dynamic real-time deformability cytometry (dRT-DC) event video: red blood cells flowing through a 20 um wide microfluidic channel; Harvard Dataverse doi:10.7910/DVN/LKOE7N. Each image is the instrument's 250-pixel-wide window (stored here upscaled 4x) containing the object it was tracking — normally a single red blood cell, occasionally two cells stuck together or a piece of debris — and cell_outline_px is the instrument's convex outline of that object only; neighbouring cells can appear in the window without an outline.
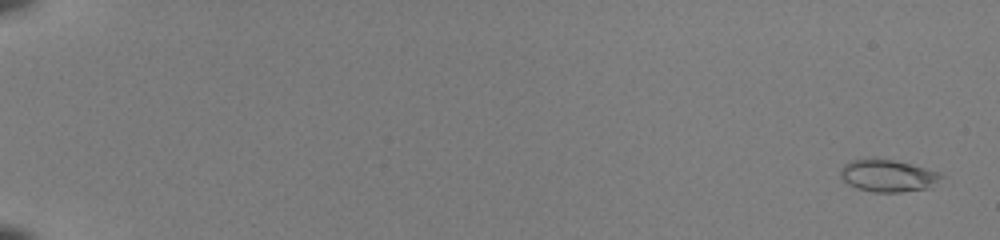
{"species": "common noctule bat (a hibernating species)", "species_latin": "Nyctalus noctula", "temperature_condition": "room temperature", "stored_images_in_passage": 53, "camera_frame_rate_fps": 3000, "um_per_image_px": 0.085, "animal": {"sex": "female", "body_mass_g": 22.0, "forearm_length_mm": 56.7}, "frame": {"image": 1, "passage_image": 2, "time_ms": 0.333, "image_size_px": [1000, 240], "cell_outline_px": [[944, 176], [928, 188], [900, 192], [872, 192], [856, 188], [848, 184], [840, 176], [840, 168], [844, 164], [852, 160], [872, 156], [892, 160], [924, 168], [936, 172]], "centroid_in_image_um": [75.38, 14.92], "position_along_channel_um": 9.6, "area_um2": 18.9}}
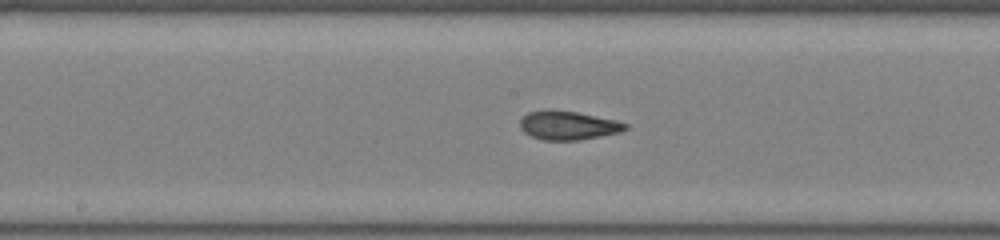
{"frame": {"image": 2, "passage_image": 31, "time_ms": 10.0, "image_size_px": [1000, 240], "cell_outline_px": [[628, 128], [620, 132], [580, 140], [544, 140], [532, 136], [524, 132], [520, 128], [520, 120], [528, 112], [576, 112], [616, 120], [628, 124]], "centroid_in_image_um": [48.33, 10.69], "position_along_channel_um": 199.9, "area_um2": 17.05}}
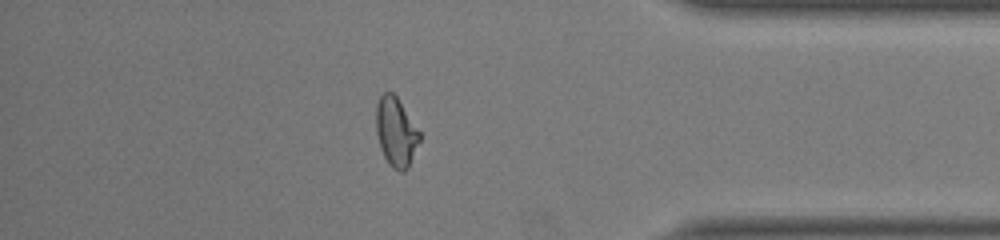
{"frame": {"image": 3, "passage_image": 47, "time_ms": 15.333, "image_size_px": [1000, 240], "cell_outline_px": [[420, 140], [408, 168], [404, 172], [400, 172], [392, 168], [388, 164], [380, 148], [376, 132], [376, 104], [380, 96], [384, 92], [392, 92], [396, 96], [420, 132]], "centroid_in_image_um": [33.64, 11.24], "position_along_channel_um": 401.6, "area_um2": 17.51}, "authors_computed_cell_mechanics": {"area_um2": 17.918, "velocity_mm_per_s": 4.0991, "shape_relaxation_time_tau1_ms": 7.6354, "shape_relaxation_time_tau2_ms": 1.1143, "deformation_change_tau1": 0.2497, "deformation_change_tau2": 0.0725}}